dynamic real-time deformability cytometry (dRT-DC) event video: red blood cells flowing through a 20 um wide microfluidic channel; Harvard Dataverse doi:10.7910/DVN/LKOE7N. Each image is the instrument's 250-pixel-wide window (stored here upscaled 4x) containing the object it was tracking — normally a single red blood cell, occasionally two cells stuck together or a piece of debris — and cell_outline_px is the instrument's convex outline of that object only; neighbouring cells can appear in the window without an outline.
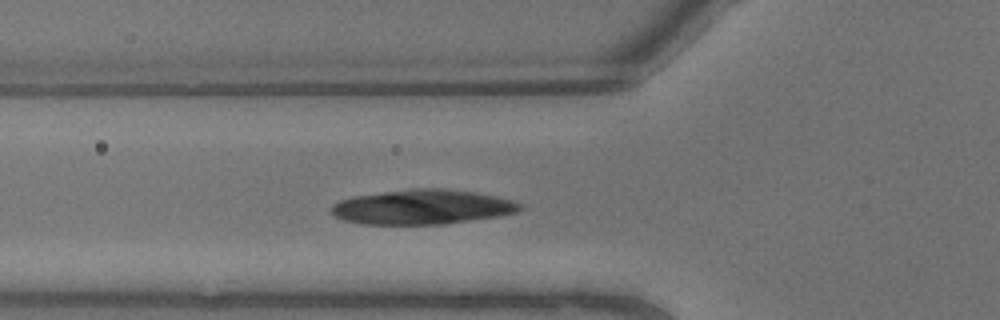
{"species": "common noctule bat (a hibernating species)", "species_latin": "Nyctalus noctula", "temperature_condition": "warm", "stored_images_in_passage": 4, "camera_frame_rate_fps": 3000, "um_per_image_px": 0.085, "animal": {"sex": "male", "body_mass_g": 13.3}, "frame": {"image": 1, "passage_image": 4, "time_ms": 1.0, "image_size_px": [1000, 320], "cell_outline_px": [[524, 208], [520, 212], [500, 216], [444, 224], [364, 224], [344, 220], [332, 216], [328, 212], [328, 208], [332, 204], [340, 200], [352, 196], [412, 188], [444, 188], [476, 192], [496, 196], [512, 200], [520, 204]], "centroid_in_image_um": [35.87, 17.59], "position_along_channel_um": 89.9, "area_um2": 38.67}}